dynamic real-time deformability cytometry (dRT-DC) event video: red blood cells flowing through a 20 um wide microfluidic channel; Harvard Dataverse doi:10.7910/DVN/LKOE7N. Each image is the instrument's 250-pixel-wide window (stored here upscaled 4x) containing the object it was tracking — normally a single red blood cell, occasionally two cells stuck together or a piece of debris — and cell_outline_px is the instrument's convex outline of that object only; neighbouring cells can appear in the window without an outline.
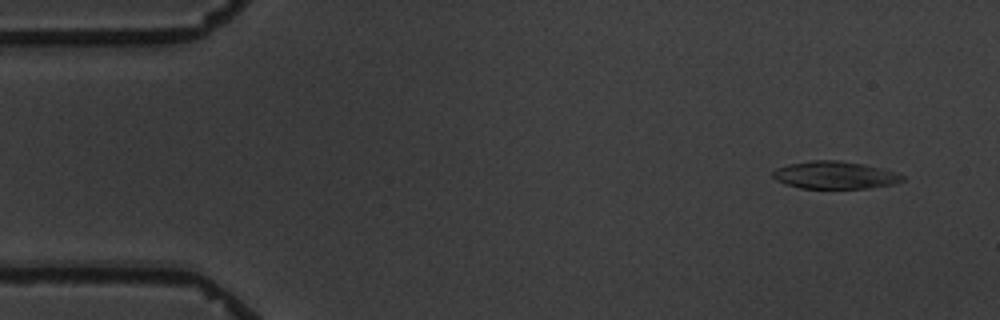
{"species": "common noctule bat (a hibernating species)", "species_latin": "Nyctalus noctula", "temperature_condition": "warm", "stored_images_in_passage": 4, "camera_frame_rate_fps": 3000, "um_per_image_px": 0.085, "animal": {"sex": "male", "body_mass_g": 19.5, "forearm_length_mm": 54.6}, "frame": {"image": 1, "passage_image": 1, "time_ms": 0.0, "image_size_px": [1000, 320], "cell_outline_px": [[904, 180], [892, 184], [868, 188], [800, 188], [784, 184], [776, 180], [772, 176], [772, 172], [776, 168], [788, 164], [812, 160], [836, 160], [864, 164], [880, 168], [904, 176]], "centroid_in_image_um": [70.9, 14.88], "position_along_channel_um": 14.1, "area_um2": 20.63}}